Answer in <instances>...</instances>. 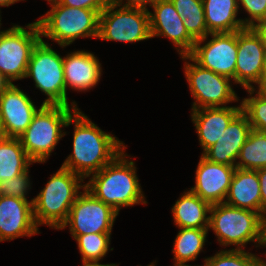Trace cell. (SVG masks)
<instances>
[{"label": "cell", "mask_w": 266, "mask_h": 266, "mask_svg": "<svg viewBox=\"0 0 266 266\" xmlns=\"http://www.w3.org/2000/svg\"><path fill=\"white\" fill-rule=\"evenodd\" d=\"M60 5L96 10L99 14L105 9L110 0H56Z\"/></svg>", "instance_id": "d6a6232c"}, {"label": "cell", "mask_w": 266, "mask_h": 266, "mask_svg": "<svg viewBox=\"0 0 266 266\" xmlns=\"http://www.w3.org/2000/svg\"><path fill=\"white\" fill-rule=\"evenodd\" d=\"M32 78L35 87L47 98L43 104L66 105L63 56L42 38L32 49L25 78Z\"/></svg>", "instance_id": "52a82bcc"}, {"label": "cell", "mask_w": 266, "mask_h": 266, "mask_svg": "<svg viewBox=\"0 0 266 266\" xmlns=\"http://www.w3.org/2000/svg\"><path fill=\"white\" fill-rule=\"evenodd\" d=\"M256 89H245L249 97L242 98V111L247 115L252 130L266 133V91Z\"/></svg>", "instance_id": "83f0119b"}, {"label": "cell", "mask_w": 266, "mask_h": 266, "mask_svg": "<svg viewBox=\"0 0 266 266\" xmlns=\"http://www.w3.org/2000/svg\"><path fill=\"white\" fill-rule=\"evenodd\" d=\"M211 204L190 189L184 191L172 206L173 220L178 228L208 229Z\"/></svg>", "instance_id": "7402d4cb"}, {"label": "cell", "mask_w": 266, "mask_h": 266, "mask_svg": "<svg viewBox=\"0 0 266 266\" xmlns=\"http://www.w3.org/2000/svg\"><path fill=\"white\" fill-rule=\"evenodd\" d=\"M241 7L249 15L248 18L241 19L245 27H253L266 19V0H238L239 11Z\"/></svg>", "instance_id": "1f68e13d"}, {"label": "cell", "mask_w": 266, "mask_h": 266, "mask_svg": "<svg viewBox=\"0 0 266 266\" xmlns=\"http://www.w3.org/2000/svg\"><path fill=\"white\" fill-rule=\"evenodd\" d=\"M262 90L266 91V61H265V70L262 79Z\"/></svg>", "instance_id": "ab89813d"}, {"label": "cell", "mask_w": 266, "mask_h": 266, "mask_svg": "<svg viewBox=\"0 0 266 266\" xmlns=\"http://www.w3.org/2000/svg\"><path fill=\"white\" fill-rule=\"evenodd\" d=\"M149 12L151 39L166 37L171 40L180 56L189 55L195 40L188 34L183 18L177 13L171 0H158Z\"/></svg>", "instance_id": "5bb4252c"}, {"label": "cell", "mask_w": 266, "mask_h": 266, "mask_svg": "<svg viewBox=\"0 0 266 266\" xmlns=\"http://www.w3.org/2000/svg\"><path fill=\"white\" fill-rule=\"evenodd\" d=\"M208 33H230L246 28L237 18L238 0H202Z\"/></svg>", "instance_id": "603a6c76"}, {"label": "cell", "mask_w": 266, "mask_h": 266, "mask_svg": "<svg viewBox=\"0 0 266 266\" xmlns=\"http://www.w3.org/2000/svg\"><path fill=\"white\" fill-rule=\"evenodd\" d=\"M52 1H54V0H47V2L50 4Z\"/></svg>", "instance_id": "ee69618b"}, {"label": "cell", "mask_w": 266, "mask_h": 266, "mask_svg": "<svg viewBox=\"0 0 266 266\" xmlns=\"http://www.w3.org/2000/svg\"><path fill=\"white\" fill-rule=\"evenodd\" d=\"M126 150L97 173L92 174L85 183V189L94 197L111 206L116 212L122 207L147 204L141 189L135 162Z\"/></svg>", "instance_id": "7a4b0ae2"}, {"label": "cell", "mask_w": 266, "mask_h": 266, "mask_svg": "<svg viewBox=\"0 0 266 266\" xmlns=\"http://www.w3.org/2000/svg\"><path fill=\"white\" fill-rule=\"evenodd\" d=\"M12 82L0 72V96L8 89Z\"/></svg>", "instance_id": "8d00e7d4"}, {"label": "cell", "mask_w": 266, "mask_h": 266, "mask_svg": "<svg viewBox=\"0 0 266 266\" xmlns=\"http://www.w3.org/2000/svg\"><path fill=\"white\" fill-rule=\"evenodd\" d=\"M265 247H266V242H265ZM265 255H266V253H265ZM266 260V259H265ZM264 260V266H266V261Z\"/></svg>", "instance_id": "7bdbcfd3"}, {"label": "cell", "mask_w": 266, "mask_h": 266, "mask_svg": "<svg viewBox=\"0 0 266 266\" xmlns=\"http://www.w3.org/2000/svg\"><path fill=\"white\" fill-rule=\"evenodd\" d=\"M237 48L234 83L243 89L255 88L256 85L262 89L266 50L261 37L252 27L237 31Z\"/></svg>", "instance_id": "4fadbf2b"}, {"label": "cell", "mask_w": 266, "mask_h": 266, "mask_svg": "<svg viewBox=\"0 0 266 266\" xmlns=\"http://www.w3.org/2000/svg\"><path fill=\"white\" fill-rule=\"evenodd\" d=\"M157 1L158 0H110L111 3L118 7L143 8L146 10H150L147 5L152 7Z\"/></svg>", "instance_id": "836d02e7"}, {"label": "cell", "mask_w": 266, "mask_h": 266, "mask_svg": "<svg viewBox=\"0 0 266 266\" xmlns=\"http://www.w3.org/2000/svg\"><path fill=\"white\" fill-rule=\"evenodd\" d=\"M6 134L4 132V129L0 125V143L6 138Z\"/></svg>", "instance_id": "60d3db41"}, {"label": "cell", "mask_w": 266, "mask_h": 266, "mask_svg": "<svg viewBox=\"0 0 266 266\" xmlns=\"http://www.w3.org/2000/svg\"><path fill=\"white\" fill-rule=\"evenodd\" d=\"M178 234L174 240L172 252L174 254V266H189L186 264L195 261L203 251L208 229L178 228Z\"/></svg>", "instance_id": "d4e9b609"}, {"label": "cell", "mask_w": 266, "mask_h": 266, "mask_svg": "<svg viewBox=\"0 0 266 266\" xmlns=\"http://www.w3.org/2000/svg\"><path fill=\"white\" fill-rule=\"evenodd\" d=\"M251 130L247 115L241 111L226 127L217 142L202 155L211 162L236 167L240 149Z\"/></svg>", "instance_id": "d6986e66"}, {"label": "cell", "mask_w": 266, "mask_h": 266, "mask_svg": "<svg viewBox=\"0 0 266 266\" xmlns=\"http://www.w3.org/2000/svg\"><path fill=\"white\" fill-rule=\"evenodd\" d=\"M51 9L39 17L40 37H47L64 48L77 38H98L99 13L96 10L67 7L56 0Z\"/></svg>", "instance_id": "8992f818"}, {"label": "cell", "mask_w": 266, "mask_h": 266, "mask_svg": "<svg viewBox=\"0 0 266 266\" xmlns=\"http://www.w3.org/2000/svg\"><path fill=\"white\" fill-rule=\"evenodd\" d=\"M33 216V200L0 195V242L39 234Z\"/></svg>", "instance_id": "9a60e30c"}, {"label": "cell", "mask_w": 266, "mask_h": 266, "mask_svg": "<svg viewBox=\"0 0 266 266\" xmlns=\"http://www.w3.org/2000/svg\"><path fill=\"white\" fill-rule=\"evenodd\" d=\"M236 168L258 170L266 167V133L251 130L240 149Z\"/></svg>", "instance_id": "4316f807"}, {"label": "cell", "mask_w": 266, "mask_h": 266, "mask_svg": "<svg viewBox=\"0 0 266 266\" xmlns=\"http://www.w3.org/2000/svg\"><path fill=\"white\" fill-rule=\"evenodd\" d=\"M150 38L149 12L146 9L118 8L109 2L99 14L98 39L133 43Z\"/></svg>", "instance_id": "9c48e42d"}, {"label": "cell", "mask_w": 266, "mask_h": 266, "mask_svg": "<svg viewBox=\"0 0 266 266\" xmlns=\"http://www.w3.org/2000/svg\"><path fill=\"white\" fill-rule=\"evenodd\" d=\"M261 192V215L266 219V167L256 170Z\"/></svg>", "instance_id": "e575fe53"}, {"label": "cell", "mask_w": 266, "mask_h": 266, "mask_svg": "<svg viewBox=\"0 0 266 266\" xmlns=\"http://www.w3.org/2000/svg\"><path fill=\"white\" fill-rule=\"evenodd\" d=\"M119 215L111 206L83 189L72 205L67 220L58 230L69 226L75 239L78 235L90 233H112L115 219Z\"/></svg>", "instance_id": "8fae6325"}, {"label": "cell", "mask_w": 266, "mask_h": 266, "mask_svg": "<svg viewBox=\"0 0 266 266\" xmlns=\"http://www.w3.org/2000/svg\"><path fill=\"white\" fill-rule=\"evenodd\" d=\"M224 203L261 214V192L257 171L236 168Z\"/></svg>", "instance_id": "44dd1931"}, {"label": "cell", "mask_w": 266, "mask_h": 266, "mask_svg": "<svg viewBox=\"0 0 266 266\" xmlns=\"http://www.w3.org/2000/svg\"><path fill=\"white\" fill-rule=\"evenodd\" d=\"M71 124H74L73 150L61 166L83 179L100 171L127 147L112 133L100 129L80 109L70 115L65 127Z\"/></svg>", "instance_id": "6da1fadb"}, {"label": "cell", "mask_w": 266, "mask_h": 266, "mask_svg": "<svg viewBox=\"0 0 266 266\" xmlns=\"http://www.w3.org/2000/svg\"><path fill=\"white\" fill-rule=\"evenodd\" d=\"M236 167L207 160L202 154L190 190L211 205L224 203Z\"/></svg>", "instance_id": "e0dca14e"}, {"label": "cell", "mask_w": 266, "mask_h": 266, "mask_svg": "<svg viewBox=\"0 0 266 266\" xmlns=\"http://www.w3.org/2000/svg\"><path fill=\"white\" fill-rule=\"evenodd\" d=\"M79 109L60 104H41L26 131L18 137L34 163H45L62 137L70 115Z\"/></svg>", "instance_id": "5b68a950"}, {"label": "cell", "mask_w": 266, "mask_h": 266, "mask_svg": "<svg viewBox=\"0 0 266 266\" xmlns=\"http://www.w3.org/2000/svg\"><path fill=\"white\" fill-rule=\"evenodd\" d=\"M206 266H264V259L246 250L224 249L204 259Z\"/></svg>", "instance_id": "f546056e"}, {"label": "cell", "mask_w": 266, "mask_h": 266, "mask_svg": "<svg viewBox=\"0 0 266 266\" xmlns=\"http://www.w3.org/2000/svg\"><path fill=\"white\" fill-rule=\"evenodd\" d=\"M209 36L212 39H209ZM237 52V31H235L211 33L197 40L189 56L200 66L228 77L234 82Z\"/></svg>", "instance_id": "7c38bea8"}, {"label": "cell", "mask_w": 266, "mask_h": 266, "mask_svg": "<svg viewBox=\"0 0 266 266\" xmlns=\"http://www.w3.org/2000/svg\"><path fill=\"white\" fill-rule=\"evenodd\" d=\"M111 233H90L78 235L77 241L79 253L83 262H99L108 254L111 242Z\"/></svg>", "instance_id": "f1b7e54d"}, {"label": "cell", "mask_w": 266, "mask_h": 266, "mask_svg": "<svg viewBox=\"0 0 266 266\" xmlns=\"http://www.w3.org/2000/svg\"><path fill=\"white\" fill-rule=\"evenodd\" d=\"M38 110L27 93L12 83L0 96V125L6 136L22 135Z\"/></svg>", "instance_id": "2e32d148"}, {"label": "cell", "mask_w": 266, "mask_h": 266, "mask_svg": "<svg viewBox=\"0 0 266 266\" xmlns=\"http://www.w3.org/2000/svg\"><path fill=\"white\" fill-rule=\"evenodd\" d=\"M64 80L66 84V106L78 107L75 101L69 104L68 87L72 90L89 91L99 83L102 67L98 57L85 50H77L63 57Z\"/></svg>", "instance_id": "ac0fdd59"}, {"label": "cell", "mask_w": 266, "mask_h": 266, "mask_svg": "<svg viewBox=\"0 0 266 266\" xmlns=\"http://www.w3.org/2000/svg\"><path fill=\"white\" fill-rule=\"evenodd\" d=\"M115 266H118V265L115 264ZM140 266H141V265H140ZM147 266H155V263L152 262L151 264H148Z\"/></svg>", "instance_id": "b9f144b4"}, {"label": "cell", "mask_w": 266, "mask_h": 266, "mask_svg": "<svg viewBox=\"0 0 266 266\" xmlns=\"http://www.w3.org/2000/svg\"><path fill=\"white\" fill-rule=\"evenodd\" d=\"M24 1V0H0V7H9L12 4H15V2ZM1 14V10H0Z\"/></svg>", "instance_id": "74e56055"}, {"label": "cell", "mask_w": 266, "mask_h": 266, "mask_svg": "<svg viewBox=\"0 0 266 266\" xmlns=\"http://www.w3.org/2000/svg\"><path fill=\"white\" fill-rule=\"evenodd\" d=\"M181 58L185 59L184 74L190 93L195 100L191 110L226 107L225 104L240 100L232 87L230 78L200 66L189 55L181 56Z\"/></svg>", "instance_id": "ba28073f"}, {"label": "cell", "mask_w": 266, "mask_h": 266, "mask_svg": "<svg viewBox=\"0 0 266 266\" xmlns=\"http://www.w3.org/2000/svg\"><path fill=\"white\" fill-rule=\"evenodd\" d=\"M208 230L216 234L220 246L234 245L236 250H244L248 243L255 247H265L266 219L259 213L217 203L211 205Z\"/></svg>", "instance_id": "3957f363"}, {"label": "cell", "mask_w": 266, "mask_h": 266, "mask_svg": "<svg viewBox=\"0 0 266 266\" xmlns=\"http://www.w3.org/2000/svg\"><path fill=\"white\" fill-rule=\"evenodd\" d=\"M40 39L37 21L25 28L13 24L0 29V72L12 83L25 78L32 49Z\"/></svg>", "instance_id": "30bf717a"}, {"label": "cell", "mask_w": 266, "mask_h": 266, "mask_svg": "<svg viewBox=\"0 0 266 266\" xmlns=\"http://www.w3.org/2000/svg\"><path fill=\"white\" fill-rule=\"evenodd\" d=\"M82 266H115V263L113 264H100L99 262H83Z\"/></svg>", "instance_id": "f35d334b"}, {"label": "cell", "mask_w": 266, "mask_h": 266, "mask_svg": "<svg viewBox=\"0 0 266 266\" xmlns=\"http://www.w3.org/2000/svg\"><path fill=\"white\" fill-rule=\"evenodd\" d=\"M80 189H85L84 179L61 166L39 194L32 198L36 225L45 224L58 230L67 220L72 205L81 193Z\"/></svg>", "instance_id": "277c9868"}, {"label": "cell", "mask_w": 266, "mask_h": 266, "mask_svg": "<svg viewBox=\"0 0 266 266\" xmlns=\"http://www.w3.org/2000/svg\"><path fill=\"white\" fill-rule=\"evenodd\" d=\"M171 2L183 18L188 34L195 41L209 35L202 0H171Z\"/></svg>", "instance_id": "484cf974"}, {"label": "cell", "mask_w": 266, "mask_h": 266, "mask_svg": "<svg viewBox=\"0 0 266 266\" xmlns=\"http://www.w3.org/2000/svg\"><path fill=\"white\" fill-rule=\"evenodd\" d=\"M252 28L261 37L263 46L266 50V19L256 23Z\"/></svg>", "instance_id": "d590c367"}, {"label": "cell", "mask_w": 266, "mask_h": 266, "mask_svg": "<svg viewBox=\"0 0 266 266\" xmlns=\"http://www.w3.org/2000/svg\"><path fill=\"white\" fill-rule=\"evenodd\" d=\"M191 111L203 154L217 142L230 122L242 111V104L240 102L238 106L205 107Z\"/></svg>", "instance_id": "ffe728a7"}, {"label": "cell", "mask_w": 266, "mask_h": 266, "mask_svg": "<svg viewBox=\"0 0 266 266\" xmlns=\"http://www.w3.org/2000/svg\"><path fill=\"white\" fill-rule=\"evenodd\" d=\"M30 178L27 170L14 178L0 181V195L28 200L27 193L31 189Z\"/></svg>", "instance_id": "4dcf8cb0"}, {"label": "cell", "mask_w": 266, "mask_h": 266, "mask_svg": "<svg viewBox=\"0 0 266 266\" xmlns=\"http://www.w3.org/2000/svg\"><path fill=\"white\" fill-rule=\"evenodd\" d=\"M33 163L18 138L6 137L0 143V181L26 172Z\"/></svg>", "instance_id": "cb8c5ba5"}]
</instances>
